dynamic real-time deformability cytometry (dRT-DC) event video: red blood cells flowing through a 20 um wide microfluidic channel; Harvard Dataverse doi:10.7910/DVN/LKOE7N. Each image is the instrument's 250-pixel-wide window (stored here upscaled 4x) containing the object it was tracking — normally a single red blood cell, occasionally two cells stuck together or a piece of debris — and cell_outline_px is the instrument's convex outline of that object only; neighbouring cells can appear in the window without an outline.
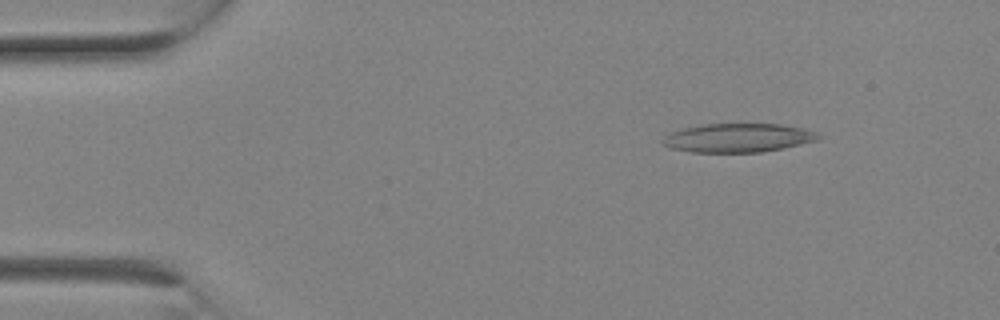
{"species": "Egyptian fruit bat (a non-hibernating species)", "species_latin": "Rousettus aegyptiacus", "temperature_condition": "room temperature", "stored_images_in_passage": 2, "camera_frame_rate_fps": 3000, "um_per_image_px": 0.085, "animal": {"sex": "female"}, "frame": {"image": 1, "passage_image": 1, "time_ms": 0.0, "image_size_px": [1000, 320], "cell_outline_px": [[824, 136], [816, 140], [784, 148], [760, 152], [692, 152], [668, 148], [660, 140], [664, 136], [672, 132], [684, 128], [704, 124], [780, 124], [804, 128], [816, 132]], "centroid_in_image_um": [62.73, 11.72], "position_along_channel_um": 22.3, "area_um2": 26.13}}
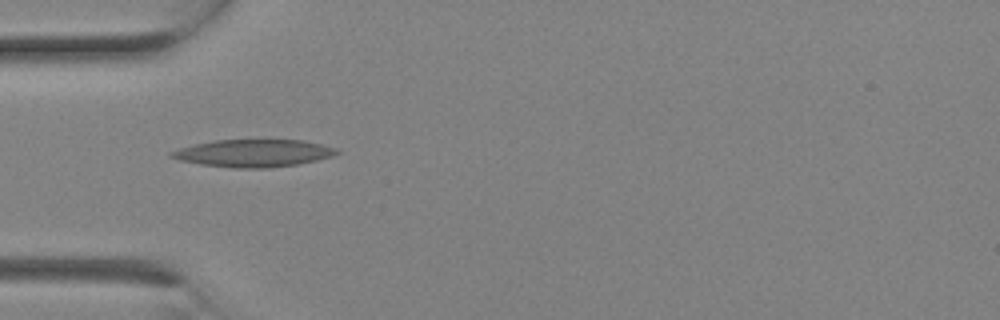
{"frame": {"image": 2, "passage_image": 2, "time_ms": 0.333, "image_size_px": [1000, 320], "cell_outline_px": [[340, 152], [332, 156], [316, 160], [296, 164], [268, 168], [232, 168], [200, 164], [180, 160], [168, 156], [168, 152], [180, 148], [196, 144], [216, 140], [304, 140], [336, 148]], "centroid_in_image_um": [21.52, 13.02], "position_along_channel_um": 63.5, "area_um2": 26.3}}